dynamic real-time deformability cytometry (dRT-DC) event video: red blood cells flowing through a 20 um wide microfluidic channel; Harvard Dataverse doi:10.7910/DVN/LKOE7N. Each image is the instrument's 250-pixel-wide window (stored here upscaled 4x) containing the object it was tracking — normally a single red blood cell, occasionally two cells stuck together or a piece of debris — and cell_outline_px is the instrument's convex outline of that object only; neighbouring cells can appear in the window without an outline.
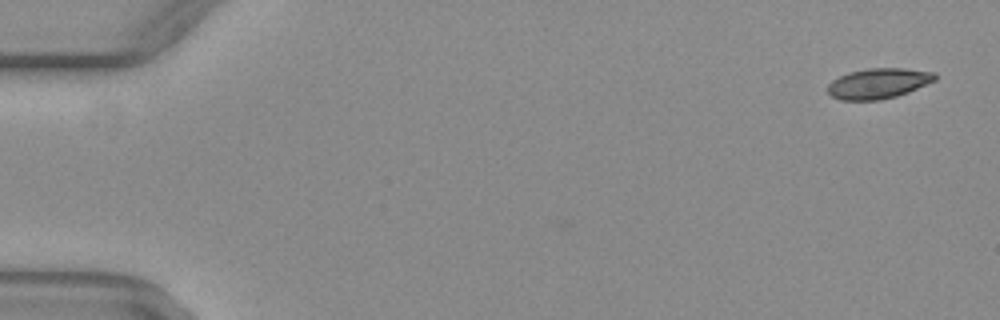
{"species": "common noctule bat (a hibernating species)", "species_latin": "Nyctalus noctula", "temperature_condition": "warm", "stored_images_in_passage": 48, "camera_frame_rate_fps": 3000, "um_per_image_px": 0.085, "animal": {"sex": "female", "body_mass_g": 29.2, "forearm_length_mm": 56.3}, "frame": {"image": 1, "passage_image": 2, "time_ms": 0.333, "image_size_px": [1000, 320], "cell_outline_px": [[936, 80], [908, 92], [896, 96], [880, 100], [840, 100], [832, 96], [828, 92], [828, 84], [832, 80], [848, 72], [868, 68], [904, 68], [936, 72]], "centroid_in_image_um": [74.67, 7.08], "position_along_channel_um": 10.3, "area_um2": 19.02}}
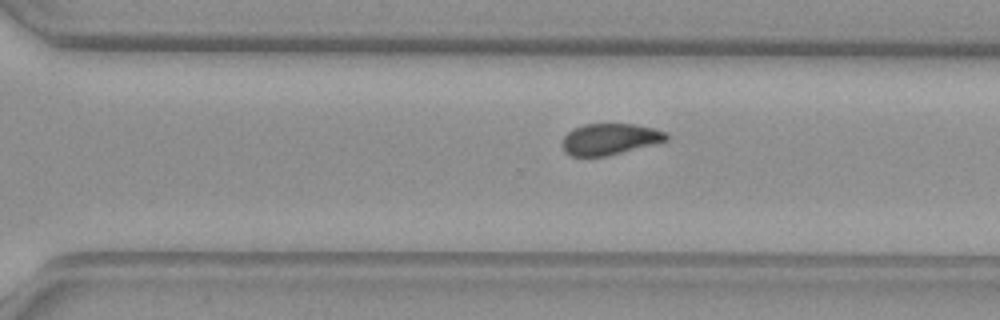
{"frame": {"image": 2, "passage_image": 36, "time_ms": 11.667, "image_size_px": [1000, 320], "cell_outline_px": [[668, 140], [608, 156], [572, 156], [564, 152], [564, 136], [568, 132], [584, 124], [636, 124], [656, 128], [668, 132]], "centroid_in_image_um": [51.89, 11.82], "position_along_channel_um": 318.7, "area_um2": 18.9}}
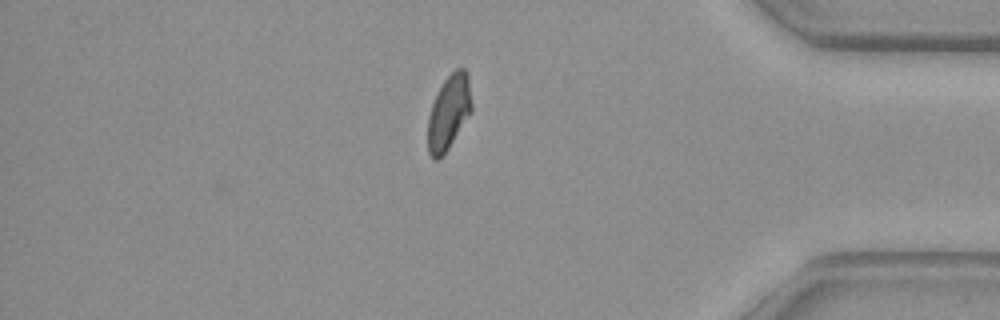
{"frame": {"image": 3, "passage_image": 44, "time_ms": 14.333, "image_size_px": [1000, 320], "cell_outline_px": [[472, 112], [448, 148], [436, 160], [432, 160], [428, 152], [428, 116], [432, 104], [444, 80], [456, 68], [464, 68], [468, 72], [472, 104]], "centroid_in_image_um": [38.16, 9.53], "position_along_channel_um": 397.0, "area_um2": 18.96}}